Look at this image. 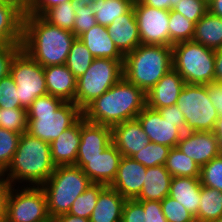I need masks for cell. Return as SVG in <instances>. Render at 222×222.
I'll use <instances>...</instances> for the list:
<instances>
[{"label": "cell", "instance_id": "6da1fadb", "mask_svg": "<svg viewBox=\"0 0 222 222\" xmlns=\"http://www.w3.org/2000/svg\"><path fill=\"white\" fill-rule=\"evenodd\" d=\"M73 32L47 22L42 16L23 15L22 50L42 67L64 65L72 43Z\"/></svg>", "mask_w": 222, "mask_h": 222}, {"label": "cell", "instance_id": "7a4b0ae2", "mask_svg": "<svg viewBox=\"0 0 222 222\" xmlns=\"http://www.w3.org/2000/svg\"><path fill=\"white\" fill-rule=\"evenodd\" d=\"M146 107V93L122 77L83 111L86 121L113 127L135 119Z\"/></svg>", "mask_w": 222, "mask_h": 222}, {"label": "cell", "instance_id": "3957f363", "mask_svg": "<svg viewBox=\"0 0 222 222\" xmlns=\"http://www.w3.org/2000/svg\"><path fill=\"white\" fill-rule=\"evenodd\" d=\"M55 167L51 159L50 143L24 132L9 166L2 174L5 177L7 175L6 180L10 186L23 181L33 186H41L51 176Z\"/></svg>", "mask_w": 222, "mask_h": 222}, {"label": "cell", "instance_id": "277c9868", "mask_svg": "<svg viewBox=\"0 0 222 222\" xmlns=\"http://www.w3.org/2000/svg\"><path fill=\"white\" fill-rule=\"evenodd\" d=\"M82 115V110L73 102L49 94L37 97L27 108V133L51 143Z\"/></svg>", "mask_w": 222, "mask_h": 222}, {"label": "cell", "instance_id": "5b68a950", "mask_svg": "<svg viewBox=\"0 0 222 222\" xmlns=\"http://www.w3.org/2000/svg\"><path fill=\"white\" fill-rule=\"evenodd\" d=\"M172 60V47L141 44L124 56L123 77L146 93L173 69Z\"/></svg>", "mask_w": 222, "mask_h": 222}, {"label": "cell", "instance_id": "8992f818", "mask_svg": "<svg viewBox=\"0 0 222 222\" xmlns=\"http://www.w3.org/2000/svg\"><path fill=\"white\" fill-rule=\"evenodd\" d=\"M92 184L89 177L75 165L56 166L48 180L41 185L51 219L68 213L75 199Z\"/></svg>", "mask_w": 222, "mask_h": 222}, {"label": "cell", "instance_id": "52a82bcc", "mask_svg": "<svg viewBox=\"0 0 222 222\" xmlns=\"http://www.w3.org/2000/svg\"><path fill=\"white\" fill-rule=\"evenodd\" d=\"M173 69L185 83L208 85L214 82L215 50L194 41L172 46Z\"/></svg>", "mask_w": 222, "mask_h": 222}, {"label": "cell", "instance_id": "ba28073f", "mask_svg": "<svg viewBox=\"0 0 222 222\" xmlns=\"http://www.w3.org/2000/svg\"><path fill=\"white\" fill-rule=\"evenodd\" d=\"M123 77V60L94 58L87 71L77 79L74 103L83 111Z\"/></svg>", "mask_w": 222, "mask_h": 222}, {"label": "cell", "instance_id": "9c48e42d", "mask_svg": "<svg viewBox=\"0 0 222 222\" xmlns=\"http://www.w3.org/2000/svg\"><path fill=\"white\" fill-rule=\"evenodd\" d=\"M185 117L187 131H213L219 117L209 99L207 85L186 83L177 100Z\"/></svg>", "mask_w": 222, "mask_h": 222}, {"label": "cell", "instance_id": "30bf717a", "mask_svg": "<svg viewBox=\"0 0 222 222\" xmlns=\"http://www.w3.org/2000/svg\"><path fill=\"white\" fill-rule=\"evenodd\" d=\"M4 222H51L41 186L27 185L21 190L10 186L5 202Z\"/></svg>", "mask_w": 222, "mask_h": 222}, {"label": "cell", "instance_id": "8fae6325", "mask_svg": "<svg viewBox=\"0 0 222 222\" xmlns=\"http://www.w3.org/2000/svg\"><path fill=\"white\" fill-rule=\"evenodd\" d=\"M9 75L16 84L23 108L27 109L37 97L48 94L43 67L22 49L13 58Z\"/></svg>", "mask_w": 222, "mask_h": 222}, {"label": "cell", "instance_id": "7c38bea8", "mask_svg": "<svg viewBox=\"0 0 222 222\" xmlns=\"http://www.w3.org/2000/svg\"><path fill=\"white\" fill-rule=\"evenodd\" d=\"M134 13L141 44L173 45L169 42V10H160L134 0Z\"/></svg>", "mask_w": 222, "mask_h": 222}, {"label": "cell", "instance_id": "4fadbf2b", "mask_svg": "<svg viewBox=\"0 0 222 222\" xmlns=\"http://www.w3.org/2000/svg\"><path fill=\"white\" fill-rule=\"evenodd\" d=\"M150 142L177 147L183 133L186 132L185 121H170L164 119L157 110L147 106L136 117Z\"/></svg>", "mask_w": 222, "mask_h": 222}, {"label": "cell", "instance_id": "5bb4252c", "mask_svg": "<svg viewBox=\"0 0 222 222\" xmlns=\"http://www.w3.org/2000/svg\"><path fill=\"white\" fill-rule=\"evenodd\" d=\"M121 153L110 144L103 152L94 157H76L75 166L80 167L92 183L110 186L115 180Z\"/></svg>", "mask_w": 222, "mask_h": 222}, {"label": "cell", "instance_id": "9a60e30c", "mask_svg": "<svg viewBox=\"0 0 222 222\" xmlns=\"http://www.w3.org/2000/svg\"><path fill=\"white\" fill-rule=\"evenodd\" d=\"M177 147L201 166L218 156V143L212 131H187Z\"/></svg>", "mask_w": 222, "mask_h": 222}, {"label": "cell", "instance_id": "2e32d148", "mask_svg": "<svg viewBox=\"0 0 222 222\" xmlns=\"http://www.w3.org/2000/svg\"><path fill=\"white\" fill-rule=\"evenodd\" d=\"M147 167L130 157L123 156L111 188L119 192L126 200L136 199L142 188Z\"/></svg>", "mask_w": 222, "mask_h": 222}, {"label": "cell", "instance_id": "e0dca14e", "mask_svg": "<svg viewBox=\"0 0 222 222\" xmlns=\"http://www.w3.org/2000/svg\"><path fill=\"white\" fill-rule=\"evenodd\" d=\"M112 144L122 156L132 157L150 143L137 118L127 120L111 127Z\"/></svg>", "mask_w": 222, "mask_h": 222}, {"label": "cell", "instance_id": "ac0fdd59", "mask_svg": "<svg viewBox=\"0 0 222 222\" xmlns=\"http://www.w3.org/2000/svg\"><path fill=\"white\" fill-rule=\"evenodd\" d=\"M25 10L22 0H3L0 3V44H22Z\"/></svg>", "mask_w": 222, "mask_h": 222}, {"label": "cell", "instance_id": "d6986e66", "mask_svg": "<svg viewBox=\"0 0 222 222\" xmlns=\"http://www.w3.org/2000/svg\"><path fill=\"white\" fill-rule=\"evenodd\" d=\"M184 79L171 69L150 90L146 92V106L157 110L176 105L180 92L185 86Z\"/></svg>", "mask_w": 222, "mask_h": 222}, {"label": "cell", "instance_id": "ffe728a7", "mask_svg": "<svg viewBox=\"0 0 222 222\" xmlns=\"http://www.w3.org/2000/svg\"><path fill=\"white\" fill-rule=\"evenodd\" d=\"M107 30L115 46L123 56H126L141 45L133 7L126 14L113 20L107 26Z\"/></svg>", "mask_w": 222, "mask_h": 222}, {"label": "cell", "instance_id": "44dd1931", "mask_svg": "<svg viewBox=\"0 0 222 222\" xmlns=\"http://www.w3.org/2000/svg\"><path fill=\"white\" fill-rule=\"evenodd\" d=\"M80 137L77 157H94L112 144L110 126L90 123L83 115L80 117Z\"/></svg>", "mask_w": 222, "mask_h": 222}, {"label": "cell", "instance_id": "7402d4cb", "mask_svg": "<svg viewBox=\"0 0 222 222\" xmlns=\"http://www.w3.org/2000/svg\"><path fill=\"white\" fill-rule=\"evenodd\" d=\"M80 137V118L50 143L51 159L55 166L75 165Z\"/></svg>", "mask_w": 222, "mask_h": 222}, {"label": "cell", "instance_id": "603a6c76", "mask_svg": "<svg viewBox=\"0 0 222 222\" xmlns=\"http://www.w3.org/2000/svg\"><path fill=\"white\" fill-rule=\"evenodd\" d=\"M43 69L48 94L74 103L77 78L66 65L48 66Z\"/></svg>", "mask_w": 222, "mask_h": 222}, {"label": "cell", "instance_id": "cb8c5ba5", "mask_svg": "<svg viewBox=\"0 0 222 222\" xmlns=\"http://www.w3.org/2000/svg\"><path fill=\"white\" fill-rule=\"evenodd\" d=\"M78 39L83 42L94 58L124 60V56L109 36L106 26L97 24L81 34Z\"/></svg>", "mask_w": 222, "mask_h": 222}, {"label": "cell", "instance_id": "d4e9b609", "mask_svg": "<svg viewBox=\"0 0 222 222\" xmlns=\"http://www.w3.org/2000/svg\"><path fill=\"white\" fill-rule=\"evenodd\" d=\"M126 199L115 189L106 186L100 193L90 222H121Z\"/></svg>", "mask_w": 222, "mask_h": 222}, {"label": "cell", "instance_id": "484cf974", "mask_svg": "<svg viewBox=\"0 0 222 222\" xmlns=\"http://www.w3.org/2000/svg\"><path fill=\"white\" fill-rule=\"evenodd\" d=\"M201 186L199 177H172L169 196L196 217L200 205Z\"/></svg>", "mask_w": 222, "mask_h": 222}, {"label": "cell", "instance_id": "4316f807", "mask_svg": "<svg viewBox=\"0 0 222 222\" xmlns=\"http://www.w3.org/2000/svg\"><path fill=\"white\" fill-rule=\"evenodd\" d=\"M171 180L164 165L147 167L143 188L135 200L162 201L169 196Z\"/></svg>", "mask_w": 222, "mask_h": 222}, {"label": "cell", "instance_id": "83f0119b", "mask_svg": "<svg viewBox=\"0 0 222 222\" xmlns=\"http://www.w3.org/2000/svg\"><path fill=\"white\" fill-rule=\"evenodd\" d=\"M121 222H168L161 201L126 200Z\"/></svg>", "mask_w": 222, "mask_h": 222}, {"label": "cell", "instance_id": "f1b7e54d", "mask_svg": "<svg viewBox=\"0 0 222 222\" xmlns=\"http://www.w3.org/2000/svg\"><path fill=\"white\" fill-rule=\"evenodd\" d=\"M192 41L207 48H222V18L212 15L209 11L195 24Z\"/></svg>", "mask_w": 222, "mask_h": 222}, {"label": "cell", "instance_id": "f546056e", "mask_svg": "<svg viewBox=\"0 0 222 222\" xmlns=\"http://www.w3.org/2000/svg\"><path fill=\"white\" fill-rule=\"evenodd\" d=\"M88 3L97 24L107 27L113 20L126 14L133 7L134 0H88Z\"/></svg>", "mask_w": 222, "mask_h": 222}, {"label": "cell", "instance_id": "4dcf8cb0", "mask_svg": "<svg viewBox=\"0 0 222 222\" xmlns=\"http://www.w3.org/2000/svg\"><path fill=\"white\" fill-rule=\"evenodd\" d=\"M164 166L172 177H200V165L178 147L169 150Z\"/></svg>", "mask_w": 222, "mask_h": 222}, {"label": "cell", "instance_id": "1f68e13d", "mask_svg": "<svg viewBox=\"0 0 222 222\" xmlns=\"http://www.w3.org/2000/svg\"><path fill=\"white\" fill-rule=\"evenodd\" d=\"M222 216V192L201 186L200 205L195 220L208 222Z\"/></svg>", "mask_w": 222, "mask_h": 222}, {"label": "cell", "instance_id": "d6a6232c", "mask_svg": "<svg viewBox=\"0 0 222 222\" xmlns=\"http://www.w3.org/2000/svg\"><path fill=\"white\" fill-rule=\"evenodd\" d=\"M93 60L94 57L87 47L76 38L72 43L65 65L78 79L87 71Z\"/></svg>", "mask_w": 222, "mask_h": 222}, {"label": "cell", "instance_id": "836d02e7", "mask_svg": "<svg viewBox=\"0 0 222 222\" xmlns=\"http://www.w3.org/2000/svg\"><path fill=\"white\" fill-rule=\"evenodd\" d=\"M75 9V0H71L48 9L42 17L50 24L74 34Z\"/></svg>", "mask_w": 222, "mask_h": 222}, {"label": "cell", "instance_id": "e575fe53", "mask_svg": "<svg viewBox=\"0 0 222 222\" xmlns=\"http://www.w3.org/2000/svg\"><path fill=\"white\" fill-rule=\"evenodd\" d=\"M105 187L106 185L101 183L90 184V186L75 199L68 213L89 219L97 203L99 193Z\"/></svg>", "mask_w": 222, "mask_h": 222}, {"label": "cell", "instance_id": "d590c367", "mask_svg": "<svg viewBox=\"0 0 222 222\" xmlns=\"http://www.w3.org/2000/svg\"><path fill=\"white\" fill-rule=\"evenodd\" d=\"M195 24L173 9L169 11V42L174 45L182 41H192Z\"/></svg>", "mask_w": 222, "mask_h": 222}, {"label": "cell", "instance_id": "8d00e7d4", "mask_svg": "<svg viewBox=\"0 0 222 222\" xmlns=\"http://www.w3.org/2000/svg\"><path fill=\"white\" fill-rule=\"evenodd\" d=\"M170 149L168 146L150 142L131 158L145 167L165 165Z\"/></svg>", "mask_w": 222, "mask_h": 222}, {"label": "cell", "instance_id": "74e56055", "mask_svg": "<svg viewBox=\"0 0 222 222\" xmlns=\"http://www.w3.org/2000/svg\"><path fill=\"white\" fill-rule=\"evenodd\" d=\"M27 109L26 108H1L0 127L23 134L27 132Z\"/></svg>", "mask_w": 222, "mask_h": 222}, {"label": "cell", "instance_id": "f35d334b", "mask_svg": "<svg viewBox=\"0 0 222 222\" xmlns=\"http://www.w3.org/2000/svg\"><path fill=\"white\" fill-rule=\"evenodd\" d=\"M21 134L0 127V173L9 166L16 152Z\"/></svg>", "mask_w": 222, "mask_h": 222}, {"label": "cell", "instance_id": "ab89813d", "mask_svg": "<svg viewBox=\"0 0 222 222\" xmlns=\"http://www.w3.org/2000/svg\"><path fill=\"white\" fill-rule=\"evenodd\" d=\"M200 183L222 192V155L219 154L200 169Z\"/></svg>", "mask_w": 222, "mask_h": 222}, {"label": "cell", "instance_id": "60d3db41", "mask_svg": "<svg viewBox=\"0 0 222 222\" xmlns=\"http://www.w3.org/2000/svg\"><path fill=\"white\" fill-rule=\"evenodd\" d=\"M75 7L74 35L78 38L97 25V22L88 0H75Z\"/></svg>", "mask_w": 222, "mask_h": 222}, {"label": "cell", "instance_id": "b9f144b4", "mask_svg": "<svg viewBox=\"0 0 222 222\" xmlns=\"http://www.w3.org/2000/svg\"><path fill=\"white\" fill-rule=\"evenodd\" d=\"M162 212L168 222H193L195 217L177 200L170 196L161 201Z\"/></svg>", "mask_w": 222, "mask_h": 222}, {"label": "cell", "instance_id": "7bdbcfd3", "mask_svg": "<svg viewBox=\"0 0 222 222\" xmlns=\"http://www.w3.org/2000/svg\"><path fill=\"white\" fill-rule=\"evenodd\" d=\"M208 0H180L174 11L196 24L208 12Z\"/></svg>", "mask_w": 222, "mask_h": 222}, {"label": "cell", "instance_id": "ee69618b", "mask_svg": "<svg viewBox=\"0 0 222 222\" xmlns=\"http://www.w3.org/2000/svg\"><path fill=\"white\" fill-rule=\"evenodd\" d=\"M0 108H23L13 78L8 75L0 80Z\"/></svg>", "mask_w": 222, "mask_h": 222}, {"label": "cell", "instance_id": "f6af8a7d", "mask_svg": "<svg viewBox=\"0 0 222 222\" xmlns=\"http://www.w3.org/2000/svg\"><path fill=\"white\" fill-rule=\"evenodd\" d=\"M22 44H0V80L10 73V65Z\"/></svg>", "mask_w": 222, "mask_h": 222}, {"label": "cell", "instance_id": "bcb514c9", "mask_svg": "<svg viewBox=\"0 0 222 222\" xmlns=\"http://www.w3.org/2000/svg\"><path fill=\"white\" fill-rule=\"evenodd\" d=\"M71 0H28L25 3L29 14L42 16L48 9Z\"/></svg>", "mask_w": 222, "mask_h": 222}, {"label": "cell", "instance_id": "7dc6e473", "mask_svg": "<svg viewBox=\"0 0 222 222\" xmlns=\"http://www.w3.org/2000/svg\"><path fill=\"white\" fill-rule=\"evenodd\" d=\"M207 87L210 101L218 111L219 116H222V83L212 82Z\"/></svg>", "mask_w": 222, "mask_h": 222}, {"label": "cell", "instance_id": "c3c4849f", "mask_svg": "<svg viewBox=\"0 0 222 222\" xmlns=\"http://www.w3.org/2000/svg\"><path fill=\"white\" fill-rule=\"evenodd\" d=\"M157 111L160 115L170 121H185L184 114L176 105H171L169 107L159 108Z\"/></svg>", "mask_w": 222, "mask_h": 222}, {"label": "cell", "instance_id": "681fc988", "mask_svg": "<svg viewBox=\"0 0 222 222\" xmlns=\"http://www.w3.org/2000/svg\"><path fill=\"white\" fill-rule=\"evenodd\" d=\"M9 187V182L6 180L5 176L0 173V222H4L5 219V202Z\"/></svg>", "mask_w": 222, "mask_h": 222}, {"label": "cell", "instance_id": "f907efd6", "mask_svg": "<svg viewBox=\"0 0 222 222\" xmlns=\"http://www.w3.org/2000/svg\"><path fill=\"white\" fill-rule=\"evenodd\" d=\"M214 82L222 83V48L215 50Z\"/></svg>", "mask_w": 222, "mask_h": 222}, {"label": "cell", "instance_id": "816d5d0a", "mask_svg": "<svg viewBox=\"0 0 222 222\" xmlns=\"http://www.w3.org/2000/svg\"><path fill=\"white\" fill-rule=\"evenodd\" d=\"M143 5H147L160 10H171V0H139Z\"/></svg>", "mask_w": 222, "mask_h": 222}, {"label": "cell", "instance_id": "f5cc1de1", "mask_svg": "<svg viewBox=\"0 0 222 222\" xmlns=\"http://www.w3.org/2000/svg\"><path fill=\"white\" fill-rule=\"evenodd\" d=\"M51 222H90V221L89 219L83 217L65 213L54 217L53 219H51Z\"/></svg>", "mask_w": 222, "mask_h": 222}, {"label": "cell", "instance_id": "db71d44e", "mask_svg": "<svg viewBox=\"0 0 222 222\" xmlns=\"http://www.w3.org/2000/svg\"><path fill=\"white\" fill-rule=\"evenodd\" d=\"M212 132L217 139L219 153L222 155V116L217 118Z\"/></svg>", "mask_w": 222, "mask_h": 222}, {"label": "cell", "instance_id": "11a10c76", "mask_svg": "<svg viewBox=\"0 0 222 222\" xmlns=\"http://www.w3.org/2000/svg\"><path fill=\"white\" fill-rule=\"evenodd\" d=\"M208 11L215 16L222 18V0H209Z\"/></svg>", "mask_w": 222, "mask_h": 222}, {"label": "cell", "instance_id": "9f6ffc18", "mask_svg": "<svg viewBox=\"0 0 222 222\" xmlns=\"http://www.w3.org/2000/svg\"><path fill=\"white\" fill-rule=\"evenodd\" d=\"M180 0H171V10L177 6V3H179Z\"/></svg>", "mask_w": 222, "mask_h": 222}, {"label": "cell", "instance_id": "6f0895ef", "mask_svg": "<svg viewBox=\"0 0 222 222\" xmlns=\"http://www.w3.org/2000/svg\"><path fill=\"white\" fill-rule=\"evenodd\" d=\"M208 222H222V216H220V217L217 218V219H214V220L208 221Z\"/></svg>", "mask_w": 222, "mask_h": 222}]
</instances>
